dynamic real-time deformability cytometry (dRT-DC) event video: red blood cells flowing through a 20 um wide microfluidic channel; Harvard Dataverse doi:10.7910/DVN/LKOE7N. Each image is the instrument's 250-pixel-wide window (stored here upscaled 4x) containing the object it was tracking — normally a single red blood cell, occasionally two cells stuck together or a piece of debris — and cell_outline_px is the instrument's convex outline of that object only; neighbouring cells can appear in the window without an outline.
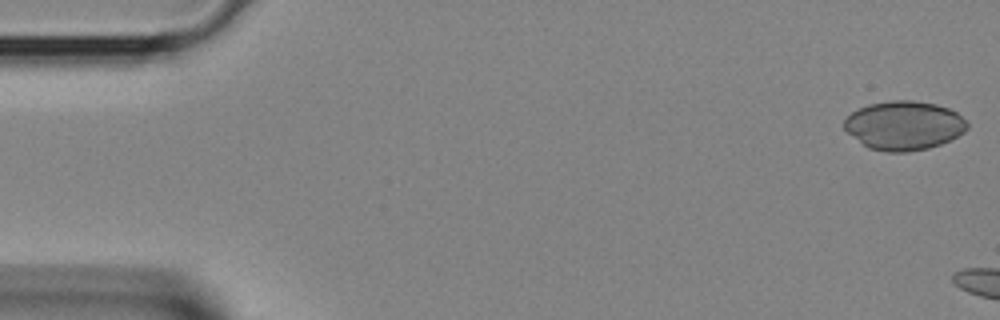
{"species": "Egyptian fruit bat (a non-hibernating species)", "species_latin": "Rousettus aegyptiacus", "temperature_condition": "room temperature", "stored_images_in_passage": 5, "camera_frame_rate_fps": 3000, "um_per_image_px": 0.085, "animal": {"sex": "female"}, "frame": {"image": 1, "passage_image": 1, "time_ms": 0.0, "image_size_px": [1000, 320], "cell_outline_px": [[968, 128], [964, 132], [940, 144], [928, 148], [908, 152], [884, 152], [868, 148], [848, 132], [844, 128], [844, 120], [852, 112], [868, 104], [892, 100], [912, 100], [936, 104], [948, 108], [956, 112], [968, 124]], "centroid_in_image_um": [76.83, 10.67], "position_along_channel_um": 8.2, "area_um2": 34.91}}